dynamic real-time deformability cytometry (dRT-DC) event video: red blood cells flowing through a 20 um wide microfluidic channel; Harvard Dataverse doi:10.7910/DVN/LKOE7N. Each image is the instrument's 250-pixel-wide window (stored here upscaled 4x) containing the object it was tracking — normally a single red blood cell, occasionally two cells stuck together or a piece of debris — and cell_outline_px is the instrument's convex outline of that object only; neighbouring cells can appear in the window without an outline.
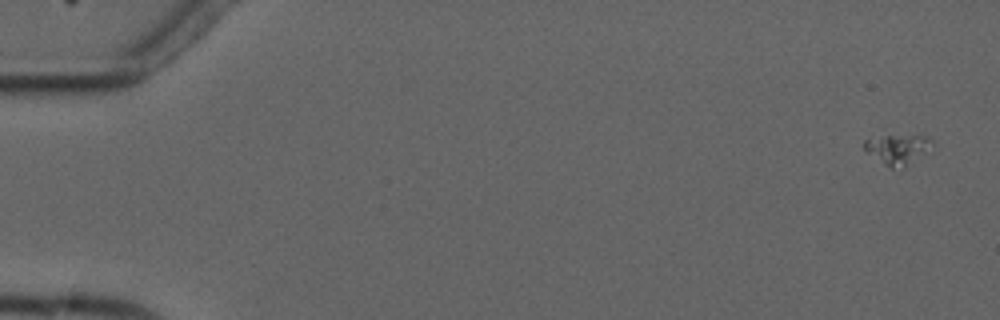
{"species": "common noctule bat (a hibernating species)", "species_latin": "Nyctalus noctula", "temperature_condition": "cold", "stored_images_in_passage": 8, "camera_frame_rate_fps": 3000, "um_per_image_px": 0.085, "animal": {"sex": "male", "forearm_length_mm": 52.5}, "frame": {"image": 1, "passage_image": 1, "time_ms": 0.0, "image_size_px": [1000, 320], "cell_outline_px": [[932, 144], [924, 152], [904, 168], [892, 168], [884, 164], [868, 152], [864, 148], [864, 140], [888, 136], [928, 136], [932, 140]], "centroid_in_image_um": [76.29, 12.69], "position_along_channel_um": 8.7, "area_um2": 11.21}}
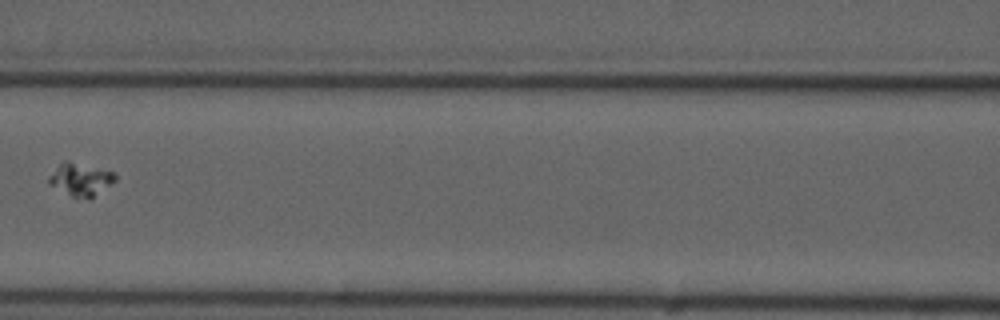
{"frame": {"image": 2, "passage_image": 7, "time_ms": 8.0, "image_size_px": [1000, 320], "cell_outline_px": [[116, 180], [92, 196], [72, 196], [48, 184], [48, 176], [64, 160], [68, 160], [116, 172]], "centroid_in_image_um": [6.83, 15.19], "position_along_channel_um": 159.8, "area_um2": 12.25}}
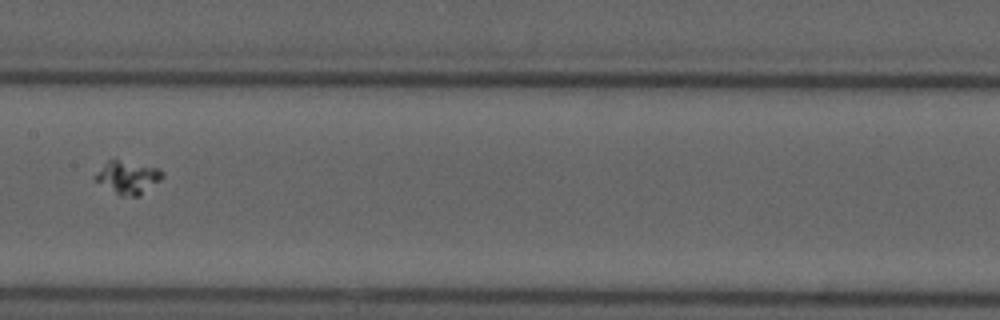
{"frame": {"image": 3, "passage_image": 8, "time_ms": 9.0, "image_size_px": [1000, 320], "cell_outline_px": [[164, 176], [160, 180], [140, 196], [120, 196], [96, 180], [92, 176], [108, 160], [116, 160], [160, 168], [164, 172]], "centroid_in_image_um": [10.88, 15.09], "position_along_channel_um": 196.5, "area_um2": 12.66}}